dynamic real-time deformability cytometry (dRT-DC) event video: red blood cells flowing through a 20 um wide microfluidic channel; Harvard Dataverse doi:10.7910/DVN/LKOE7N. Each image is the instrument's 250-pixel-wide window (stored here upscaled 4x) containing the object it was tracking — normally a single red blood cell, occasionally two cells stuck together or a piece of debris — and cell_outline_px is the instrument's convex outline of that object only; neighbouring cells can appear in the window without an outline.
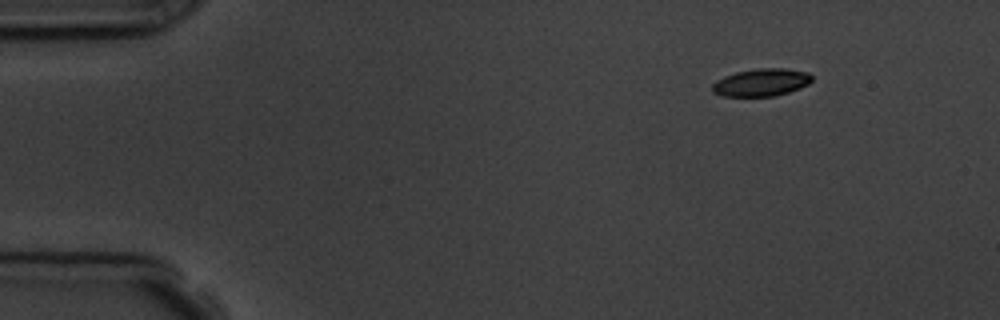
{"species": "common noctule bat (a hibernating species)", "species_latin": "Nyctalus noctula", "temperature_condition": "room temperature", "stored_images_in_passage": 5, "camera_frame_rate_fps": 3000, "um_per_image_px": 0.085, "animal": {"sex": "male", "body_mass_g": 19.5, "forearm_length_mm": 54.6}, "frame": {"image": 1, "passage_image": 1, "time_ms": 0.0, "image_size_px": [1000, 320], "cell_outline_px": [[812, 80], [808, 84], [800, 88], [788, 92], [772, 96], [720, 96], [712, 92], [712, 84], [716, 80], [724, 76], [736, 72], [760, 68], [784, 68], [808, 72], [812, 76]], "centroid_in_image_um": [64.69, 7.0], "position_along_channel_um": 20.3, "area_um2": 16.01}}